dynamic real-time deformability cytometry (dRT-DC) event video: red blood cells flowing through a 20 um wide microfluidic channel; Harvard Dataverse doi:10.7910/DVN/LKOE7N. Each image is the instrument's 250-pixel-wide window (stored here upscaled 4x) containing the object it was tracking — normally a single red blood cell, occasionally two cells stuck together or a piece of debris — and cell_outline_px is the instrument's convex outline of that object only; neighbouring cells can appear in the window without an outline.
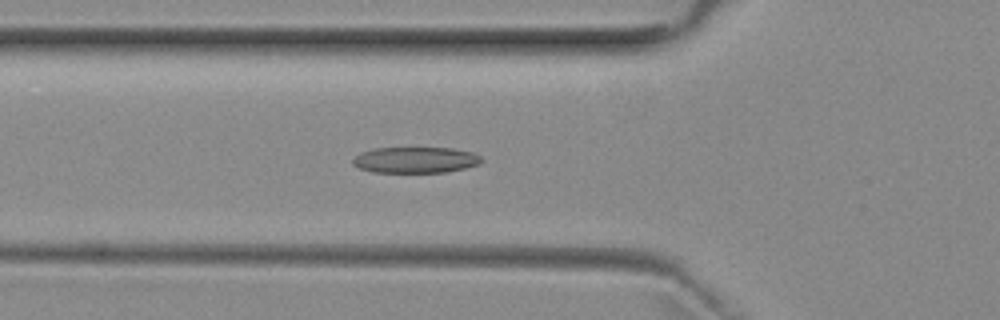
{"species": "common noctule bat (a hibernating species)", "species_latin": "Nyctalus noctula", "temperature_condition": "room temperature", "stored_images_in_passage": 44, "camera_frame_rate_fps": 3000, "um_per_image_px": 0.085, "animal": {"sex": "female", "body_mass_g": 29.2, "forearm_length_mm": 56.3}, "frame": {"image": 1, "passage_image": 11, "time_ms": 3.333, "image_size_px": [1000, 320], "cell_outline_px": [[484, 160], [480, 164], [448, 172], [372, 172], [360, 168], [352, 164], [352, 160], [360, 152], [372, 148], [452, 148], [472, 152], [480, 156]], "centroid_in_image_um": [35.32, 13.59], "position_along_channel_um": 90.5, "area_um2": 19.59}}
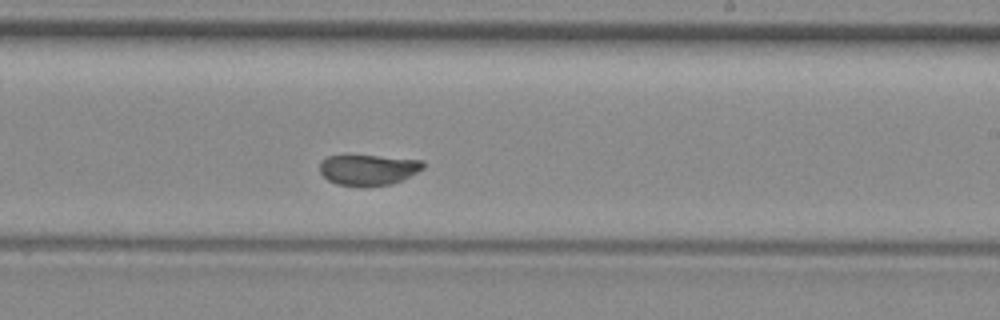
{"frame": {"image": 2, "passage_image": 24, "time_ms": 7.667, "image_size_px": [1000, 320], "cell_outline_px": [[424, 168], [392, 184], [364, 188], [336, 184], [328, 180], [320, 172], [320, 160], [328, 156], [376, 156], [424, 160]], "centroid_in_image_um": [31.28, 14.45], "position_along_channel_um": 257.7, "area_um2": 18.61}}
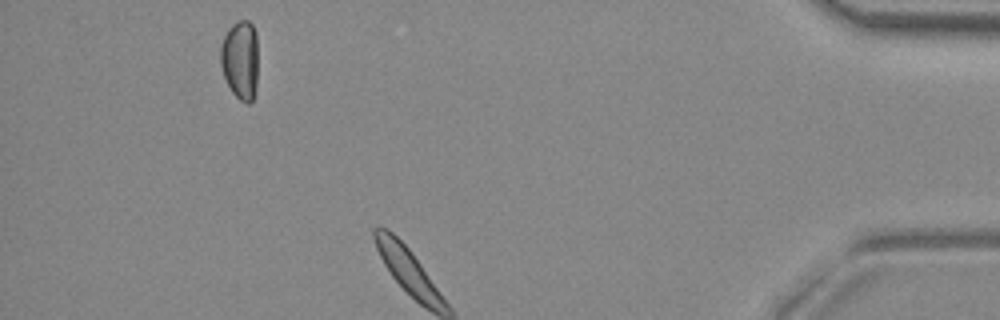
{"frame": {"image": 3, "passage_image": 40, "time_ms": 13.0, "image_size_px": [1000, 320], "cell_outline_px": [[256, 88], [252, 100], [248, 104], [240, 100], [232, 92], [224, 76], [220, 64], [220, 44], [228, 28], [232, 24], [240, 20], [248, 20], [252, 24], [256, 32]], "centroid_in_image_um": [20.4, 5.06], "position_along_channel_um": 414.8, "area_um2": 17.28}}